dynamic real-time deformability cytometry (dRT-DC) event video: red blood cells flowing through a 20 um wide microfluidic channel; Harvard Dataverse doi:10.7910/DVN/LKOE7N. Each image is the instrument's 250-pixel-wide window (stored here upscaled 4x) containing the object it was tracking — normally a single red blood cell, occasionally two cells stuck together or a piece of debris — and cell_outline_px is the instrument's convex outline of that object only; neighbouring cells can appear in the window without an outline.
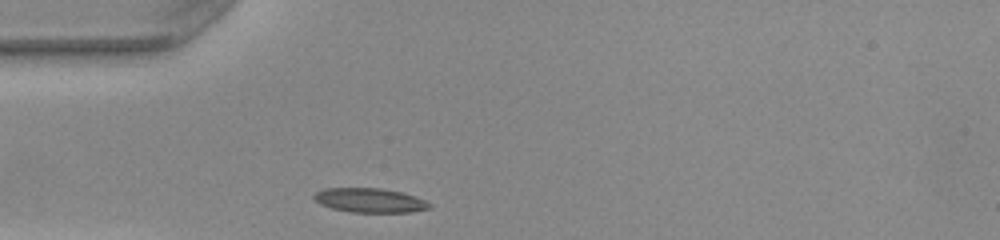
{"species": "common noctule bat (a hibernating species)", "species_latin": "Nyctalus noctula", "temperature_condition": "warm", "stored_images_in_passage": 25, "camera_frame_rate_fps": 3000, "um_per_image_px": 0.085, "animal": {"sex": "female", "body_mass_g": 22.0, "forearm_length_mm": 56.7}, "frame": {"image": 1, "passage_image": 1, "time_ms": 0.0, "image_size_px": [1000, 240], "cell_outline_px": [[432, 208], [412, 212], [348, 212], [332, 208], [320, 204], [312, 196], [316, 192], [324, 188], [380, 188], [400, 192], [416, 196], [432, 204]], "centroid_in_image_um": [31.45, 17.03], "position_along_channel_um": 53.5, "area_um2": 16.42}}
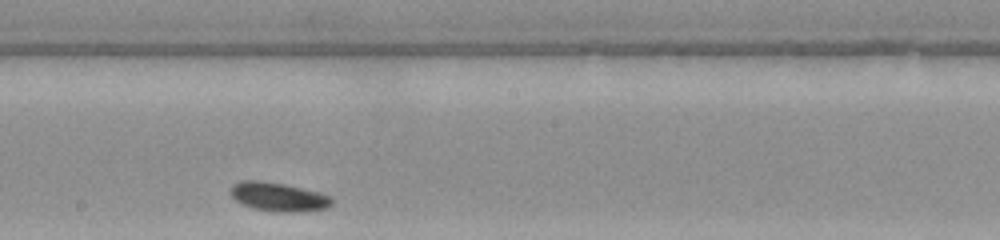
{"frame": {"image": 2, "passage_image": 15, "time_ms": 4.667, "image_size_px": [1000, 240], "cell_outline_px": [[332, 204], [324, 208], [296, 212], [280, 212], [252, 208], [240, 204], [228, 192], [232, 184], [240, 180], [256, 180], [284, 184], [320, 192], [332, 196]], "centroid_in_image_um": [23.61, 16.72], "position_along_channel_um": 224.6, "area_um2": 17.11}}
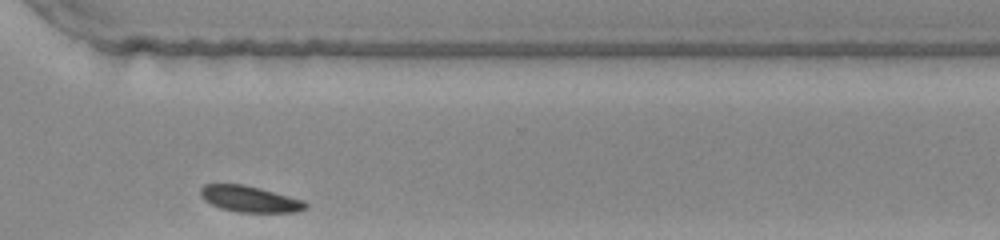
{"frame": {"image": 3, "passage_image": 25, "time_ms": 8.0, "image_size_px": [1000, 240], "cell_outline_px": [[308, 208], [296, 212], [236, 212], [220, 208], [204, 200], [200, 196], [200, 188], [204, 184], [244, 184], [260, 188], [304, 200], [308, 204]], "centroid_in_image_um": [21.23, 16.91], "position_along_channel_um": 349.4, "area_um2": 16.13}}